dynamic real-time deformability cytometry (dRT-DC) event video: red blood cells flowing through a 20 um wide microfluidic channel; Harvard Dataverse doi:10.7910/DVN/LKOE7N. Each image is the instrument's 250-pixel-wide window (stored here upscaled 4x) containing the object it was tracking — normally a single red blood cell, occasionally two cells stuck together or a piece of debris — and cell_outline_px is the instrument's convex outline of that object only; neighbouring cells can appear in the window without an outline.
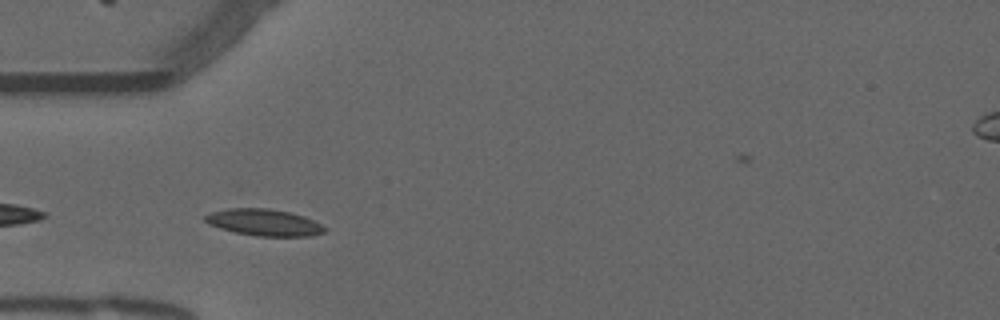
{"species": "common noctule bat (a hibernating species)", "species_latin": "Nyctalus noctula", "temperature_condition": "warm", "stored_images_in_passage": 39, "camera_frame_rate_fps": 3000, "um_per_image_px": 0.085, "animal": {"sex": "male", "forearm_length_mm": 52.5}, "frame": {"image": 1, "passage_image": 2, "time_ms": 0.333, "image_size_px": [1000, 320], "cell_outline_px": [[328, 228], [324, 232], [312, 236], [256, 236], [236, 232], [220, 228], [208, 224], [204, 220], [204, 216], [208, 212], [228, 208], [268, 208], [288, 212], [304, 216]], "centroid_in_image_um": [22.42, 18.9], "position_along_channel_um": 62.6, "area_um2": 18.61}}
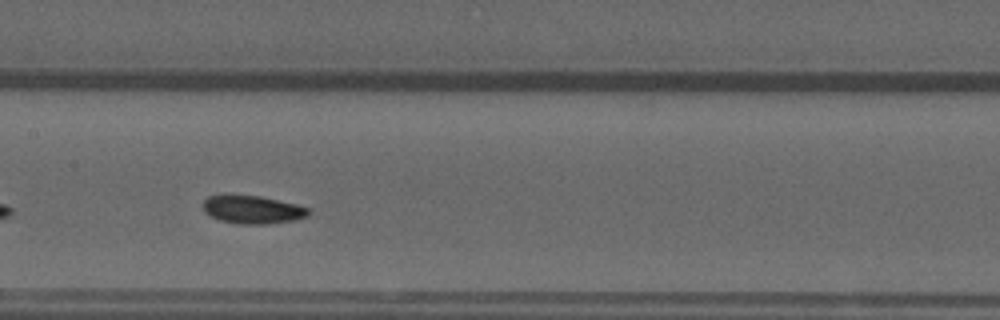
{"frame": {"image": 2, "passage_image": 12, "time_ms": 3.667, "image_size_px": [1000, 320], "cell_outline_px": [[312, 212], [308, 216], [296, 220], [268, 224], [236, 224], [220, 220], [204, 212], [204, 200], [208, 196], [228, 192], [260, 196], [296, 204], [308, 208]], "centroid_in_image_um": [21.45, 17.78], "position_along_channel_um": 186.0, "area_um2": 17.86}}
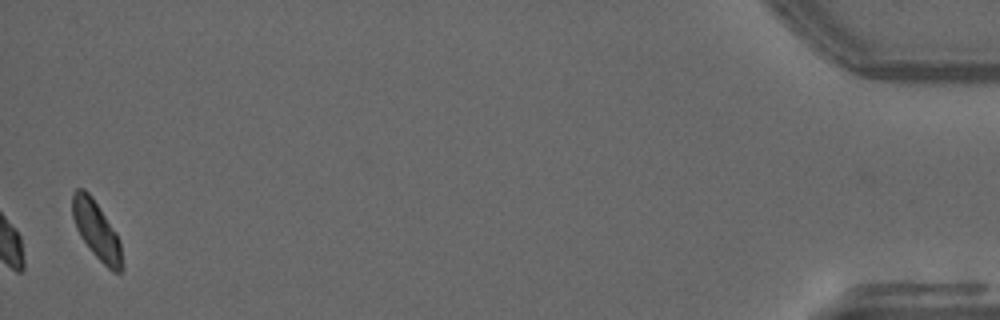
{"frame": {"image": 3, "passage_image": 39, "time_ms": 12.667, "image_size_px": [1000, 320], "cell_outline_px": [[124, 268], [120, 272], [112, 272], [92, 252], [80, 236], [76, 228], [72, 216], [72, 192], [76, 188], [84, 188], [92, 196], [116, 232], [120, 240]], "centroid_in_image_um": [8.21, 19.57], "position_along_channel_um": 427.0, "area_um2": 16.94}, "authors_computed_cell_mechanics": {"area_um2": 17.051, "velocity_mm_per_s": 3.7368, "shape_relaxation_time_tau1_ms": 2.9993, "shape_relaxation_time_tau2_ms": 2.6014, "deformation_change_tau1": 0.095, "deformation_change_tau2": 0.0737}}